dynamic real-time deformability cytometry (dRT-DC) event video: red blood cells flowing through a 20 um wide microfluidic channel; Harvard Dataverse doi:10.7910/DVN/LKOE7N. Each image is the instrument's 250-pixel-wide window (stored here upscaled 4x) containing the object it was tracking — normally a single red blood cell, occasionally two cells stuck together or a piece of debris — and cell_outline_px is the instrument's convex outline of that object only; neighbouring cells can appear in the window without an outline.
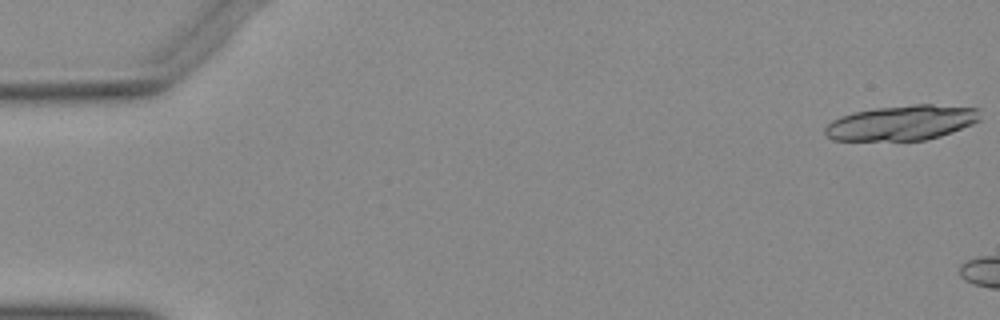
{"species": "Egyptian fruit bat (a non-hibernating species)", "species_latin": "Rousettus aegyptiacus", "temperature_condition": "warm", "stored_images_in_passage": 5, "camera_frame_rate_fps": 3000, "um_per_image_px": 0.085, "animal": {"sex": "female"}, "frame": {"image": 1, "passage_image": 1, "time_ms": 0.0, "image_size_px": [1000, 320], "cell_outline_px": [[980, 120], [972, 124], [952, 132], [940, 136], [924, 140], [832, 140], [824, 132], [824, 128], [832, 120], [840, 116], [856, 112], [876, 108], [916, 104], [932, 104], [980, 108]], "centroid_in_image_um": [76.68, 10.43], "position_along_channel_um": 8.3, "area_um2": 31.56}}